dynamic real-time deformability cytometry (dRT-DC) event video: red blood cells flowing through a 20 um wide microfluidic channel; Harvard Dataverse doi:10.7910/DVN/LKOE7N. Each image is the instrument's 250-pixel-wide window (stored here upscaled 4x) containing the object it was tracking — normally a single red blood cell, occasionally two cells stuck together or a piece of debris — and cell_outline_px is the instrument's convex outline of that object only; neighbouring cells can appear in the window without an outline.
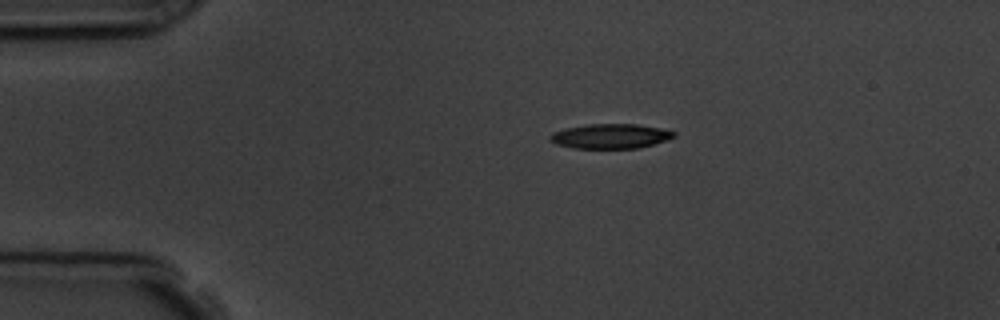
{"species": "common noctule bat (a hibernating species)", "species_latin": "Nyctalus noctula", "temperature_condition": "room temperature", "stored_images_in_passage": 3, "segment_of_instrument_passage": [1, 2], "camera_frame_rate_fps": 3000, "um_per_image_px": 0.085, "animal": {"sex": "male", "body_mass_g": 19.5, "forearm_length_mm": 54.6}, "frame": {"image": 1, "passage_image": 1, "time_ms": 0.0, "image_size_px": [1000, 320], "cell_outline_px": [[676, 136], [652, 144], [636, 148], [572, 148], [556, 144], [548, 136], [552, 132], [564, 128], [588, 124], [636, 124], [660, 128], [676, 132]], "centroid_in_image_um": [51.85, 11.57], "position_along_channel_um": 33.2, "area_um2": 17.69}}